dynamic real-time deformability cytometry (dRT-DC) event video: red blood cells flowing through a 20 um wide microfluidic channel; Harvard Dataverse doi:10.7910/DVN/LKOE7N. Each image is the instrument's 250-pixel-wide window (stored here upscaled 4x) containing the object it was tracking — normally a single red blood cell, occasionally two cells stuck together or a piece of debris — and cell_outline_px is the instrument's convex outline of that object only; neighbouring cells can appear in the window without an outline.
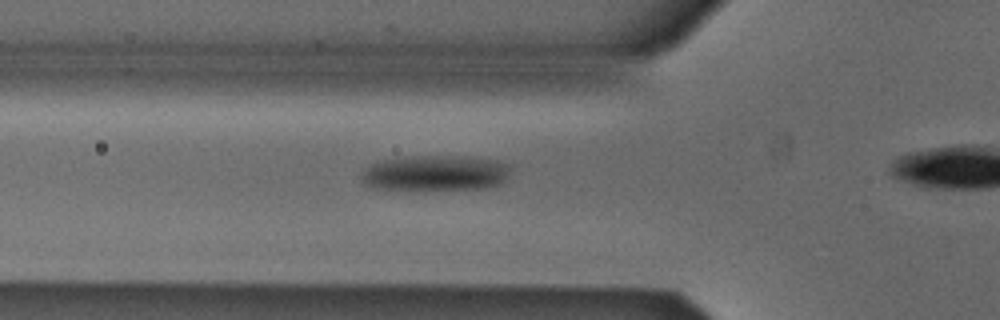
{"species": "Egyptian fruit bat (a non-hibernating species)", "species_latin": "Rousettus aegyptiacus", "temperature_condition": "cold", "stored_images_in_passage": 31, "camera_frame_rate_fps": 3000, "um_per_image_px": 0.085, "animal": {"sex": "male"}, "frame": {"image": 1, "passage_image": 6, "time_ms": 1.667, "image_size_px": [1000, 320], "cell_outline_px": [[508, 176], [500, 184], [484, 188], [424, 192], [372, 188], [364, 184], [360, 180], [360, 176], [372, 164], [384, 160], [416, 156], [428, 156], [496, 160], [508, 164]], "centroid_in_image_um": [36.94, 14.78], "position_along_channel_um": 88.9, "area_um2": 31.15}}
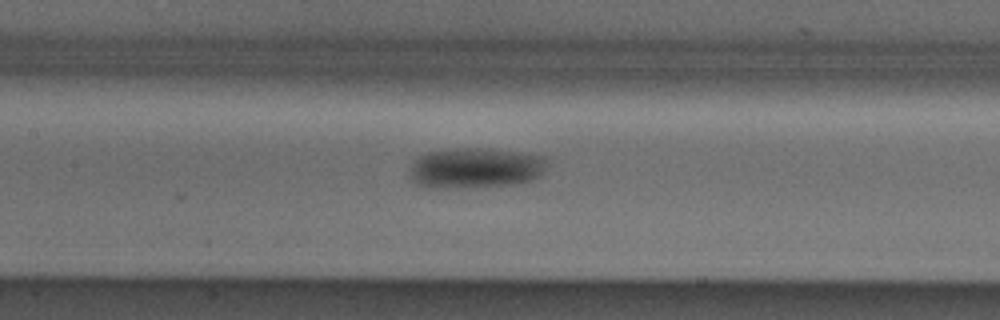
{"frame": {"image": 2, "passage_image": 12, "time_ms": 3.667, "image_size_px": [1000, 320], "cell_outline_px": [[548, 164], [540, 176], [532, 180], [516, 184], [460, 188], [432, 188], [416, 184], [412, 180], [408, 172], [408, 168], [416, 156], [428, 152], [460, 148], [488, 148], [520, 152], [540, 156], [548, 160]], "centroid_in_image_um": [40.37, 14.28], "position_along_channel_um": 167.0, "area_um2": 32.89}}
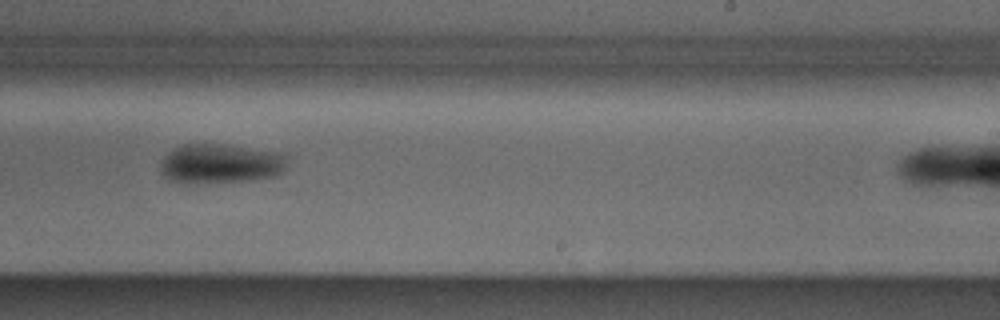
{"frame": {"image": 3, "passage_image": 20, "time_ms": 6.333, "image_size_px": [1000, 320], "cell_outline_px": [[288, 156], [284, 168], [276, 176], [248, 180], [196, 184], [180, 184], [168, 180], [160, 172], [160, 168], [164, 156], [168, 152], [184, 144], [224, 144], [284, 152]], "centroid_in_image_um": [18.73, 13.92], "position_along_channel_um": 270.3, "area_um2": 29.77}}